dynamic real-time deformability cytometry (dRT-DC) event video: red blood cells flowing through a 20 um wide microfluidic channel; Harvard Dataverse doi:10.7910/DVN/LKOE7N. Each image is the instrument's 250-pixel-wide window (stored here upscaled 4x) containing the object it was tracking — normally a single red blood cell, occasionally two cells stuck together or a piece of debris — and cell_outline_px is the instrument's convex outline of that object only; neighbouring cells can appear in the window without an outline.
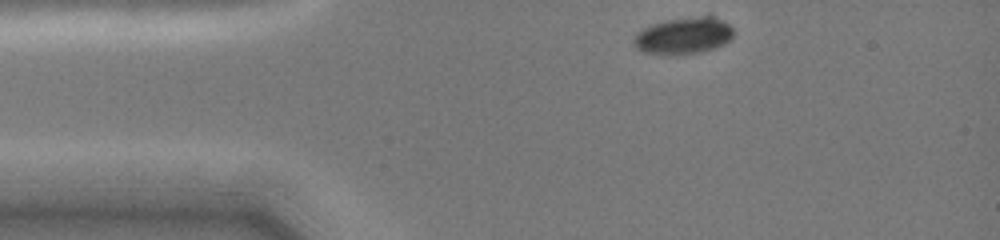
{"species": "common noctule bat (a hibernating species)", "species_latin": "Nyctalus noctula", "temperature_condition": "cold", "stored_images_in_passage": 45, "camera_frame_rate_fps": 3000, "um_per_image_px": 0.085, "animal": {"sex": "female", "body_mass_g": 19.0, "forearm_length_mm": 51.5}, "frame": {"image": 1, "passage_image": 1, "time_ms": 0.0, "image_size_px": [1000, 240], "cell_outline_px": [[732, 36], [724, 44], [700, 52], [644, 52], [636, 44], [636, 36], [644, 28], [652, 24], [668, 20], [708, 12], [712, 12], [728, 24], [732, 28]], "centroid_in_image_um": [58.24, 2.92], "position_along_channel_um": 26.8, "area_um2": 20.75}}
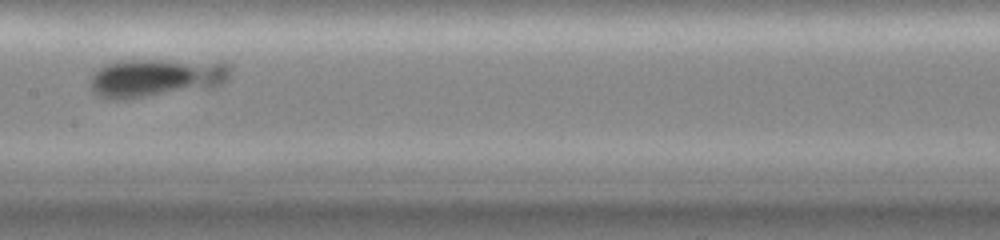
{"frame": {"image": 2, "passage_image": 16, "time_ms": 5.333, "image_size_px": [1000, 240], "cell_outline_px": [[232, 68], [228, 80], [220, 84], [208, 88], [120, 100], [108, 100], [92, 92], [92, 76], [104, 64], [120, 60], [224, 60]], "centroid_in_image_um": [13.34, 6.59], "position_along_channel_um": 194.1, "area_um2": 31.85}}
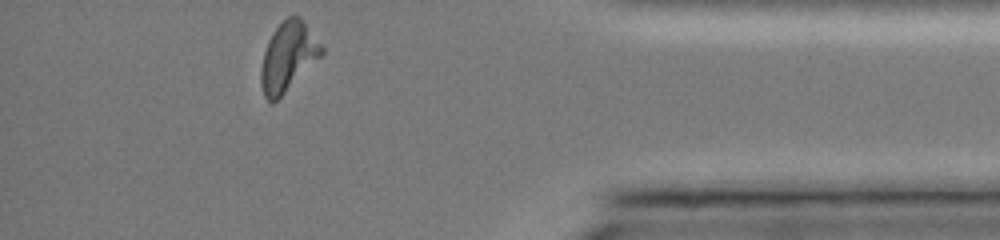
{"frame": {"image": 3, "passage_image": 45, "time_ms": 11.333, "image_size_px": [1000, 240], "cell_outline_px": [[324, 52], [272, 104], [264, 96], [260, 84], [260, 68], [264, 52], [268, 40], [272, 32], [288, 16], [300, 16], [324, 48]], "centroid_in_image_um": [24.45, 4.8], "position_along_channel_um": 410.8, "area_um2": 23.87}}